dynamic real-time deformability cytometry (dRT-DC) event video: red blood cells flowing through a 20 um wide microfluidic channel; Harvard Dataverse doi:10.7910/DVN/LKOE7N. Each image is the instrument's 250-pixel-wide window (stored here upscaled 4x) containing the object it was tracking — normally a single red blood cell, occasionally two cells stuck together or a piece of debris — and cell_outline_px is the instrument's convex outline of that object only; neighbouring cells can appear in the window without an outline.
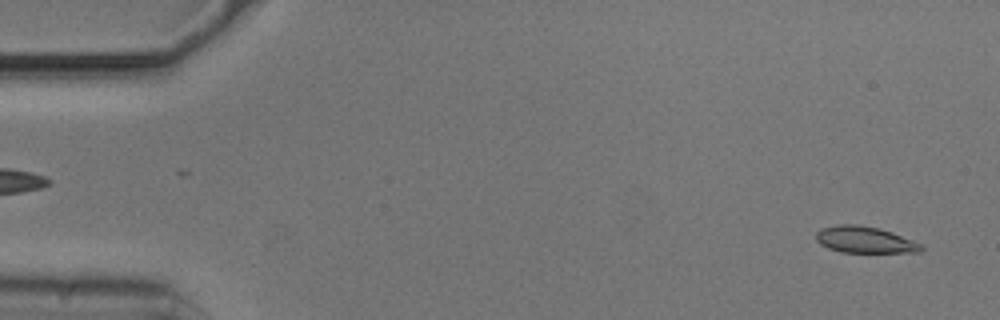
{"species": "common noctule bat (a hibernating species)", "species_latin": "Nyctalus noctula", "temperature_condition": "cold", "stored_images_in_passage": 54, "camera_frame_rate_fps": 3000, "um_per_image_px": 0.085, "animal": {"sex": "male", "body_mass_g": 20.5, "forearm_length_mm": 52.5}, "frame": {"image": 1, "passage_image": 2, "time_ms": 0.333, "image_size_px": [1000, 320], "cell_outline_px": [[924, 248], [920, 252], [840, 252], [828, 248], [820, 244], [816, 240], [816, 232], [820, 228], [840, 224], [856, 224], [880, 228], [892, 232], [924, 244]], "centroid_in_image_um": [73.52, 20.37], "position_along_channel_um": 11.5, "area_um2": 16.42}}
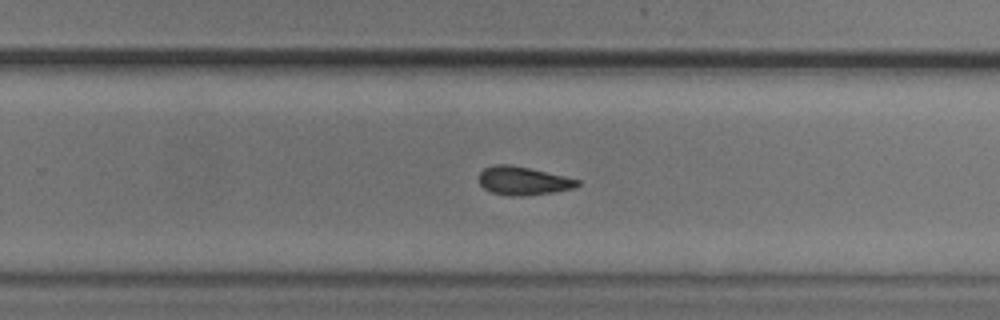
{"frame": {"image": 2, "passage_image": 34, "time_ms": 11.0, "image_size_px": [1000, 320], "cell_outline_px": [[580, 184], [572, 188], [552, 192], [524, 196], [508, 196], [492, 192], [484, 188], [480, 184], [480, 172], [484, 168], [496, 164], [508, 164], [528, 168], [564, 176], [580, 180]], "centroid_in_image_um": [44.45, 15.37], "position_along_channel_um": 285.4, "area_um2": 16.07}}
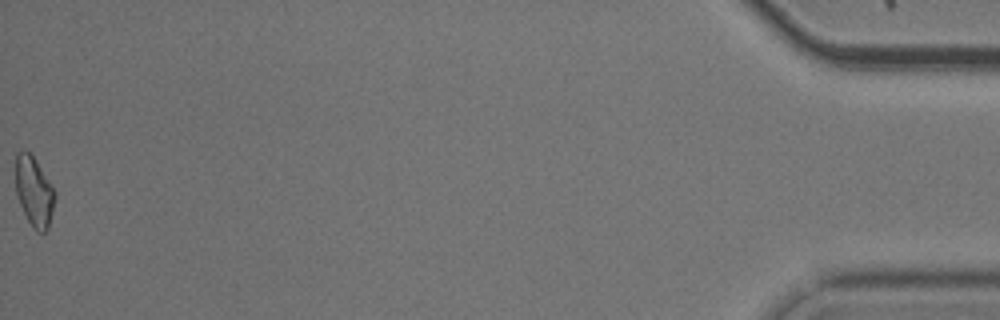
{"frame": {"image": 3, "passage_image": 54, "time_ms": 17.667, "image_size_px": [1000, 320], "cell_outline_px": [[56, 196], [48, 228], [44, 232], [36, 232], [32, 228], [16, 196], [16, 152], [24, 148], [32, 156], [56, 192]], "centroid_in_image_um": [2.89, 16.29], "position_along_channel_um": 432.3, "area_um2": 15.84}, "authors_computed_cell_mechanics": {"area_um2": 16.4152, "velocity_mm_per_s": 3.7123, "shape_relaxation_time_tau1_ms": 6.5618, "shape_relaxation_time_tau2_ms": 6.3435, "deformation_change_tau1": 0.1785, "deformation_change_tau2": 0.1312}}